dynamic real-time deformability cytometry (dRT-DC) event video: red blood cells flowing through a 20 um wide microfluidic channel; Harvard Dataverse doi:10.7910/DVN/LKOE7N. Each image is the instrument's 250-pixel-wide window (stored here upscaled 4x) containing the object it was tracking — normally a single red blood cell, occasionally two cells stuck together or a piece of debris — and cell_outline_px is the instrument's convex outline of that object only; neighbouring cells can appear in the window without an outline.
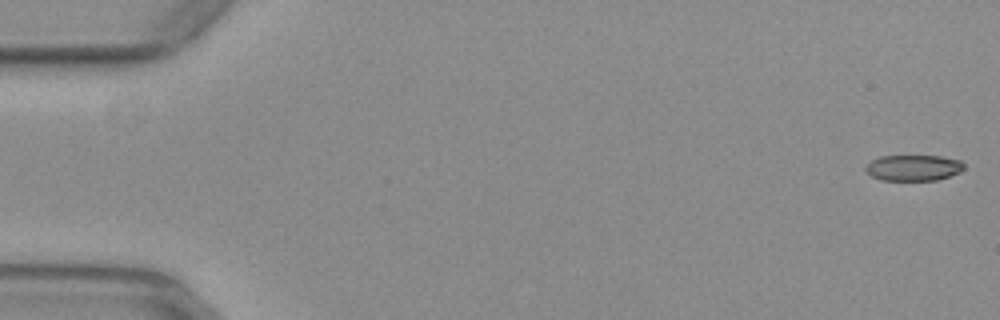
{"species": "common noctule bat (a hibernating species)", "species_latin": "Nyctalus noctula", "temperature_condition": "warm", "stored_images_in_passage": 53, "camera_frame_rate_fps": 3000, "um_per_image_px": 0.085, "animal": {"sex": "female", "body_mass_g": 29.2, "forearm_length_mm": 56.3}, "frame": {"image": 1, "passage_image": 1, "time_ms": 0.0, "image_size_px": [1000, 320], "cell_outline_px": [[964, 168], [960, 172], [936, 180], [880, 180], [872, 176], [864, 168], [872, 160], [880, 156], [940, 156], [960, 160], [964, 164]], "centroid_in_image_um": [77.65, 14.26], "position_along_channel_um": 7.4, "area_um2": 14.74}}
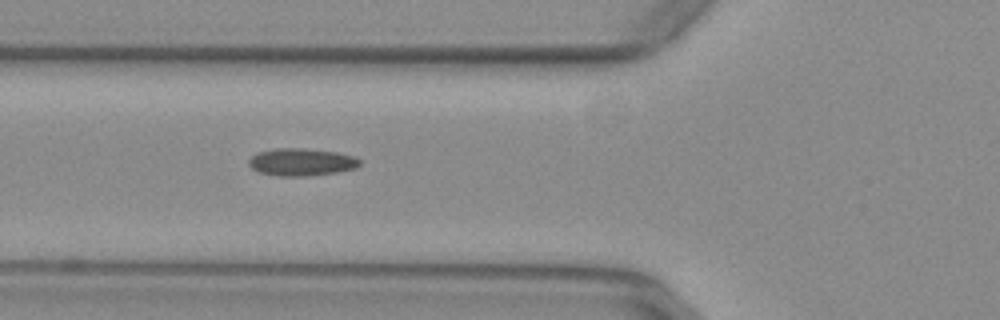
{"frame": {"image": 2, "passage_image": 20, "time_ms": 6.333, "image_size_px": [1000, 320], "cell_outline_px": [[360, 164], [356, 168], [336, 172], [304, 176], [276, 176], [260, 172], [252, 168], [248, 164], [248, 160], [256, 152], [276, 148], [304, 148], [336, 152], [352, 156], [360, 160]], "centroid_in_image_um": [25.58, 13.77], "position_along_channel_um": 100.2, "area_um2": 17.69}}
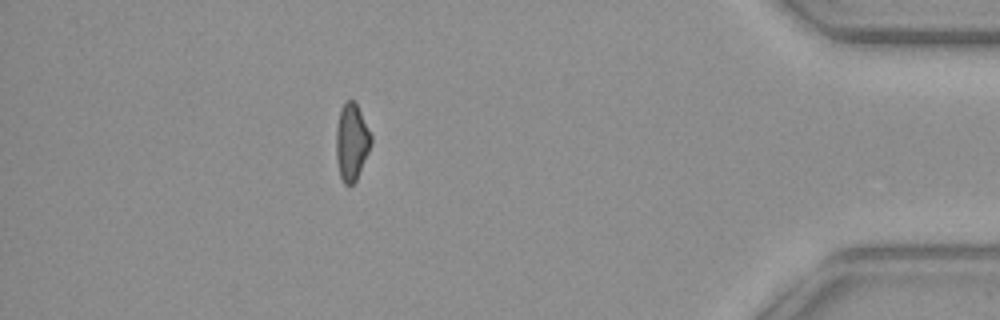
{"frame": {"image": 3, "passage_image": 47, "time_ms": 15.333, "image_size_px": [1000, 320], "cell_outline_px": [[372, 144], [356, 180], [352, 184], [344, 184], [340, 176], [336, 160], [336, 128], [340, 108], [348, 100], [352, 100], [356, 104], [372, 136]], "centroid_in_image_um": [29.88, 12.08], "position_along_channel_um": 405.3, "area_um2": 15.55}, "authors_computed_cell_mechanics": {"area_um2": 16.5308, "velocity_mm_per_s": 3.9447, "shape_relaxation_time_tau1_ms": null, "shape_relaxation_time_tau2_ms": 2.9114, "deformation_change_tau1": null, "deformation_change_tau2": 0.1157}}